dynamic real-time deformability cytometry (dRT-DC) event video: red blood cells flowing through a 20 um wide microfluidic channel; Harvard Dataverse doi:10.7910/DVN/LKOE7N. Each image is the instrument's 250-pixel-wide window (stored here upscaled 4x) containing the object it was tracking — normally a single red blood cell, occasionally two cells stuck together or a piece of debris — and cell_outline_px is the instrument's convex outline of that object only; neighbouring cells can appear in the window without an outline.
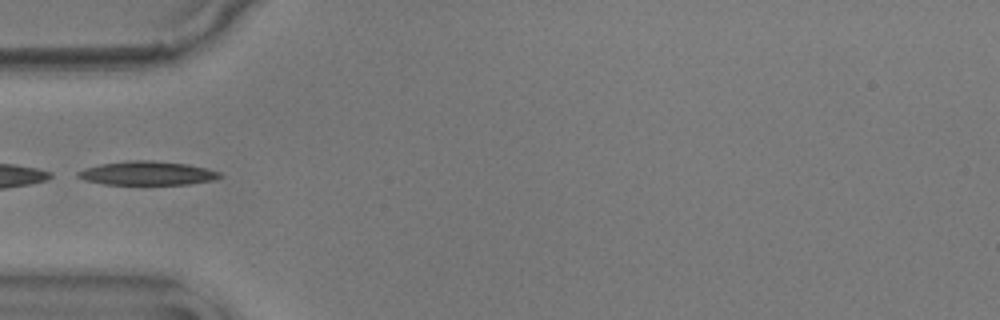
{"species": "common noctule bat (a hibernating species)", "species_latin": "Nyctalus noctula", "temperature_condition": "warm", "stored_images_in_passage": 9, "camera_frame_rate_fps": 3000, "um_per_image_px": 0.085, "animal": {"sex": "male", "body_mass_g": 17.9}, "frame": {"image": 1, "passage_image": 1, "time_ms": 0.0, "image_size_px": [1000, 320], "cell_outline_px": [[224, 176], [212, 180], [188, 184], [104, 184], [84, 180], [76, 176], [76, 172], [84, 168], [100, 164], [128, 160], [152, 160], [188, 164], [220, 172]], "centroid_in_image_um": [12.48, 14.71], "position_along_channel_um": 72.5, "area_um2": 19.71}}